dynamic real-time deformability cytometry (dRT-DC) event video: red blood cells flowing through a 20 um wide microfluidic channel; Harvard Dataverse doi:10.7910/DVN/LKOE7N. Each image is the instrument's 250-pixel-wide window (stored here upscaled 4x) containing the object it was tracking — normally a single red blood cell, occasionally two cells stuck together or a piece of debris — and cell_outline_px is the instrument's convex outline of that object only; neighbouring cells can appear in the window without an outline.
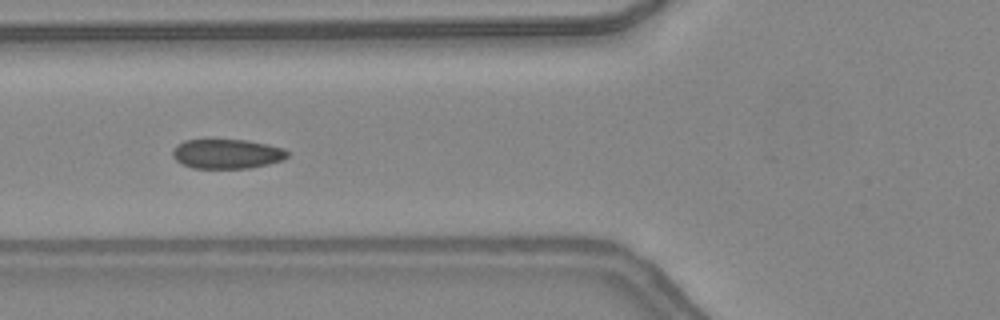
{"species": "common noctule bat (a hibernating species)", "species_latin": "Nyctalus noctula", "temperature_condition": "warm", "stored_images_in_passage": 15, "camera_frame_rate_fps": 3000, "um_per_image_px": 0.085, "animal": {"sex": "female", "body_mass_g": 24.6, "forearm_length_mm": 56.2}, "frame": {"image": 1, "passage_image": 10, "time_ms": 3.0, "image_size_px": [1000, 320], "cell_outline_px": [[288, 156], [284, 160], [268, 164], [248, 168], [192, 168], [176, 160], [172, 156], [172, 152], [176, 144], [184, 140], [248, 140], [284, 148], [288, 152]], "centroid_in_image_um": [19.29, 13.07], "position_along_channel_um": 106.5, "area_um2": 19.77}}